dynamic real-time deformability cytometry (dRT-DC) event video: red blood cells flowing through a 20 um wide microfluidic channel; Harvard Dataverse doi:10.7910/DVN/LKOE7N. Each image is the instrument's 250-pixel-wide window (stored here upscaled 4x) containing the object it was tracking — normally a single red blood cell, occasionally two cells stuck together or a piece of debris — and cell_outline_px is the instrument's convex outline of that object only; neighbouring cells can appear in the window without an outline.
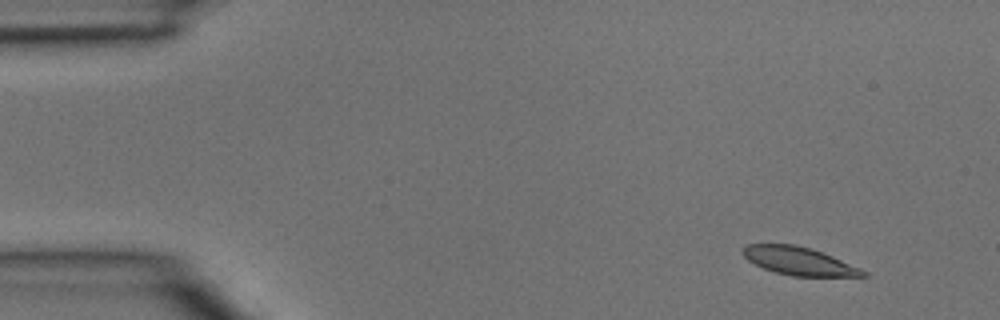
{"species": "common noctule bat (a hibernating species)", "species_latin": "Nyctalus noctula", "temperature_condition": "room temperature", "stored_images_in_passage": 4, "camera_frame_rate_fps": 3000, "um_per_image_px": 0.085, "animal": {"sex": "male", "body_mass_g": 15.6}, "frame": {"image": 1, "passage_image": 2, "time_ms": 0.333, "image_size_px": [1000, 320], "cell_outline_px": [[868, 276], [792, 276], [776, 272], [764, 268], [748, 260], [740, 252], [740, 248], [744, 244], [796, 244], [812, 248], [832, 256], [860, 268], [868, 272]], "centroid_in_image_um": [67.87, 22.17], "position_along_channel_um": 17.1, "area_um2": 19.71}}